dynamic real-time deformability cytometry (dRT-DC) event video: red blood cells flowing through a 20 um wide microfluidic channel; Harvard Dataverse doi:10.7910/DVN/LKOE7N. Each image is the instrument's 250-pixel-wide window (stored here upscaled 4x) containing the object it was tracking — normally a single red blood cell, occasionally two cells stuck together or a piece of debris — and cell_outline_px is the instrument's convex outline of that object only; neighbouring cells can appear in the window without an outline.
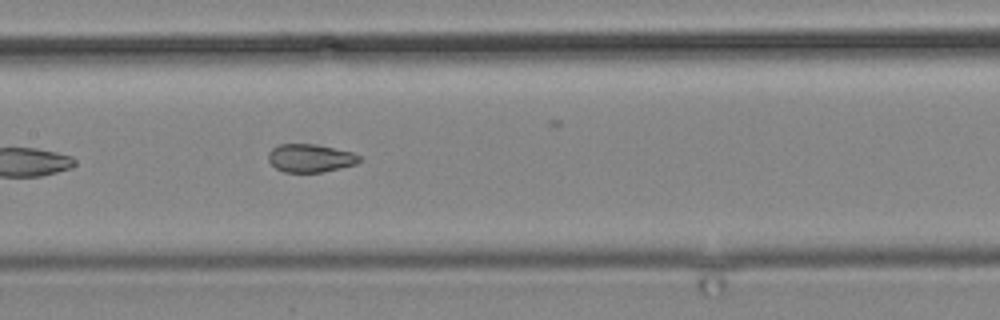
{"species": "common noctule bat (a hibernating species)", "species_latin": "Nyctalus noctula", "temperature_condition": "cold", "stored_images_in_passage": 12, "camera_frame_rate_fps": 3000, "um_per_image_px": 0.085, "animal": {"sex": "male", "body_mass_g": 19.2, "forearm_length_mm": 51.8}, "frame": {"image": 1, "passage_image": 12, "time_ms": 14.333, "image_size_px": [1000, 320], "cell_outline_px": [[360, 160], [356, 164], [340, 168], [320, 172], [284, 172], [276, 168], [268, 160], [268, 152], [272, 148], [280, 144], [316, 144], [352, 152], [360, 156]], "centroid_in_image_um": [26.36, 13.43], "position_along_channel_um": 181.0, "area_um2": 14.85}}